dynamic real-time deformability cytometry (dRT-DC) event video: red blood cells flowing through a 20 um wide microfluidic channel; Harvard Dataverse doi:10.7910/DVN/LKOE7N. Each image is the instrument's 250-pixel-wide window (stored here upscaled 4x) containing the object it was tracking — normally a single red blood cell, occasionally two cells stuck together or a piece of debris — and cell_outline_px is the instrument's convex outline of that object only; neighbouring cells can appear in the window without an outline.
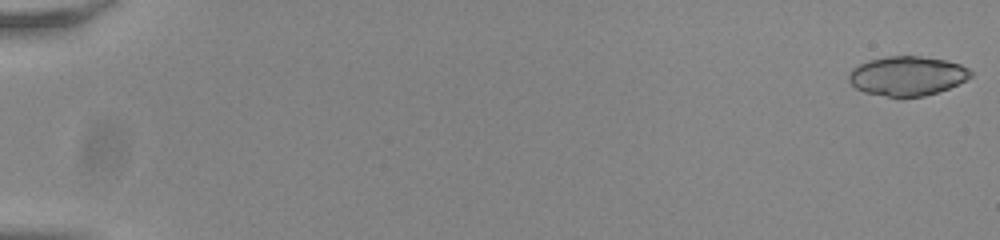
{"species": "common noctule bat (a hibernating species)", "species_latin": "Nyctalus noctula", "temperature_condition": "room temperature", "stored_images_in_passage": 9, "camera_frame_rate_fps": 3000, "um_per_image_px": 0.085, "animal": {"sex": "male", "body_mass_g": 20.0, "forearm_length_mm": 53.3}, "frame": {"image": 1, "passage_image": 1, "time_ms": 0.0, "image_size_px": [1000, 240], "cell_outline_px": [[972, 76], [948, 88], [924, 96], [888, 96], [864, 92], [856, 88], [848, 80], [848, 76], [852, 68], [868, 60], [888, 56], [920, 56], [944, 60], [960, 64], [968, 68], [972, 72]], "centroid_in_image_um": [77.09, 6.44], "position_along_channel_um": 7.9, "area_um2": 27.63}}